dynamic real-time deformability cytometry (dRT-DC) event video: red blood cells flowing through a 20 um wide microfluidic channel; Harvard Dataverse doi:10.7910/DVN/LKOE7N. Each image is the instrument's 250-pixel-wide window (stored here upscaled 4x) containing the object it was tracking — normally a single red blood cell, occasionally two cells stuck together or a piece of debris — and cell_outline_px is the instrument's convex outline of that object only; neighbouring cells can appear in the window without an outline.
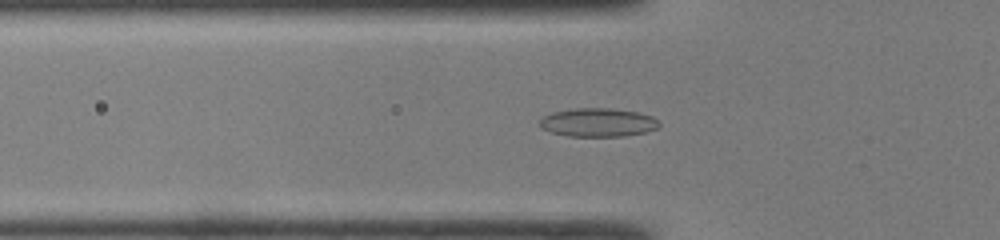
{"species": "common noctule bat (a hibernating species)", "species_latin": "Nyctalus noctula", "temperature_condition": "room temperature", "stored_images_in_passage": 45, "camera_frame_rate_fps": 3000, "um_per_image_px": 0.085, "animal": {"sex": "male", "body_mass_g": 19.0, "forearm_length_mm": 50.8}, "frame": {"image": 1, "passage_image": 17, "time_ms": 5.333, "image_size_px": [1000, 240], "cell_outline_px": [[660, 124], [656, 128], [644, 132], [624, 136], [568, 136], [552, 132], [540, 128], [540, 120], [544, 116], [552, 112], [576, 108], [612, 108], [636, 112], [652, 116]], "centroid_in_image_um": [50.8, 10.4], "position_along_channel_um": 75.0, "area_um2": 19.71}}
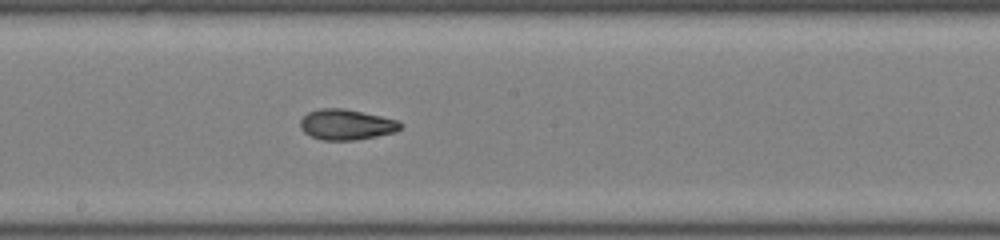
{"frame": {"image": 2, "passage_image": 27, "time_ms": 8.667, "image_size_px": [1000, 240], "cell_outline_px": [[404, 124], [396, 132], [356, 140], [320, 140], [304, 132], [300, 128], [300, 120], [308, 112], [320, 108], [344, 108], [400, 120]], "centroid_in_image_um": [29.46, 10.58], "position_along_channel_um": 218.7, "area_um2": 17.98}}
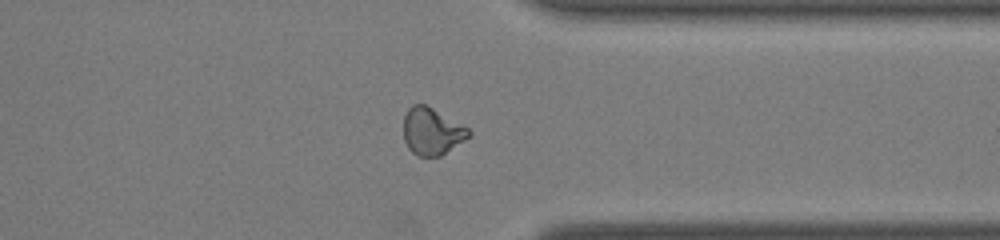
{"frame": {"image": 3, "passage_image": 38, "time_ms": 12.333, "image_size_px": [1000, 240], "cell_outline_px": [[472, 136], [440, 156], [416, 156], [408, 148], [404, 140], [404, 116], [408, 108], [412, 104], [424, 104], [432, 108], [468, 128], [472, 132]], "centroid_in_image_um": [36.71, 11.18], "position_along_channel_um": 374.7, "area_um2": 17.86}}